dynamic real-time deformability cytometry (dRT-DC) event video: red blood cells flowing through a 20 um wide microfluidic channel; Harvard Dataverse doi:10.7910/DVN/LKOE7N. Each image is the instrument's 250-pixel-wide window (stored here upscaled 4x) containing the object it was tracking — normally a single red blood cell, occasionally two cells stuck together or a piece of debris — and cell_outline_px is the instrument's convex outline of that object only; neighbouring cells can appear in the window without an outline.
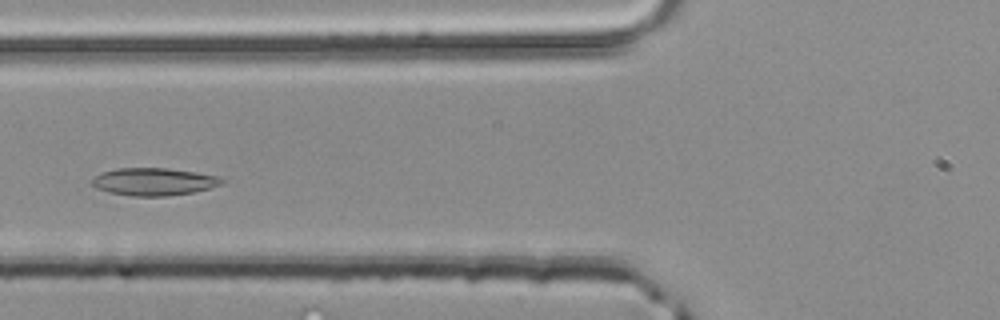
{"species": "common noctule bat (a hibernating species)", "species_latin": "Nyctalus noctula", "temperature_condition": "room temperature", "stored_images_in_passage": 43, "camera_frame_rate_fps": 3000, "um_per_image_px": 0.085, "animal": {"sex": "male", "body_mass_g": 20.4}, "frame": {"image": 1, "passage_image": 13, "time_ms": 4.0, "image_size_px": [1000, 320], "cell_outline_px": [[224, 180], [220, 184], [212, 188], [192, 192], [168, 196], [132, 196], [108, 192], [96, 188], [92, 184], [92, 180], [96, 176], [104, 172], [116, 168], [168, 168], [196, 172], [220, 176]], "centroid_in_image_um": [13.1, 15.44], "position_along_channel_um": 112.7, "area_um2": 20.81}}
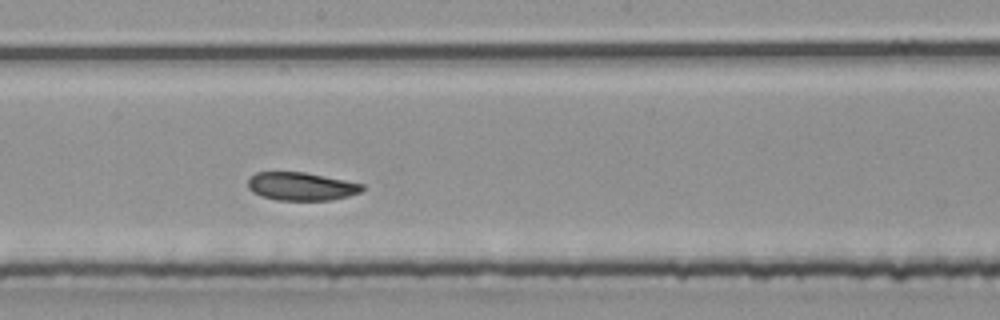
{"frame": {"image": 2, "passage_image": 21, "time_ms": 6.667, "image_size_px": [1000, 320], "cell_outline_px": [[364, 188], [360, 192], [348, 196], [332, 200], [276, 200], [260, 196], [252, 192], [248, 188], [248, 180], [256, 172], [304, 172], [364, 184]], "centroid_in_image_um": [25.59, 15.85], "position_along_channel_um": 222.6, "area_um2": 18.73}}
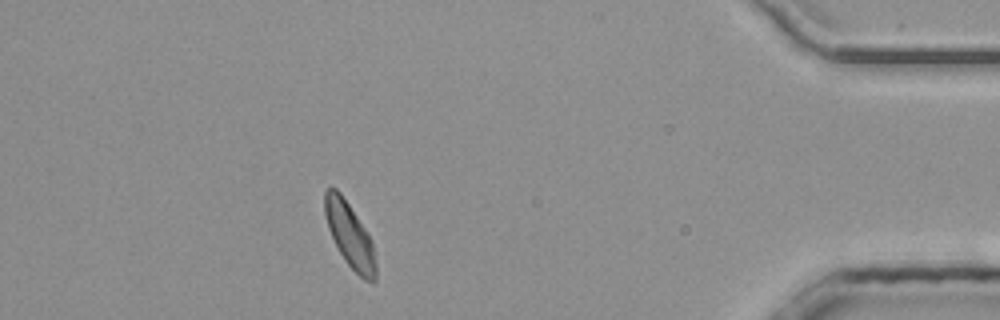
{"frame": {"image": 3, "passage_image": 38, "time_ms": 12.333, "image_size_px": [1000, 320], "cell_outline_px": [[376, 280], [372, 284], [364, 280], [348, 264], [340, 252], [328, 228], [324, 212], [324, 192], [328, 188], [336, 188], [340, 192], [372, 240], [376, 264]], "centroid_in_image_um": [29.74, 20.01], "position_along_channel_um": 405.5, "area_um2": 18.9}, "authors_computed_cell_mechanics": {"area_um2": 19.5942, "velocity_mm_per_s": 4.1207, "shape_relaxation_time_tau1_ms": 2.5908, "shape_relaxation_time_tau2_ms": null, "deformation_change_tau1": 0.0707, "deformation_change_tau2": null}}